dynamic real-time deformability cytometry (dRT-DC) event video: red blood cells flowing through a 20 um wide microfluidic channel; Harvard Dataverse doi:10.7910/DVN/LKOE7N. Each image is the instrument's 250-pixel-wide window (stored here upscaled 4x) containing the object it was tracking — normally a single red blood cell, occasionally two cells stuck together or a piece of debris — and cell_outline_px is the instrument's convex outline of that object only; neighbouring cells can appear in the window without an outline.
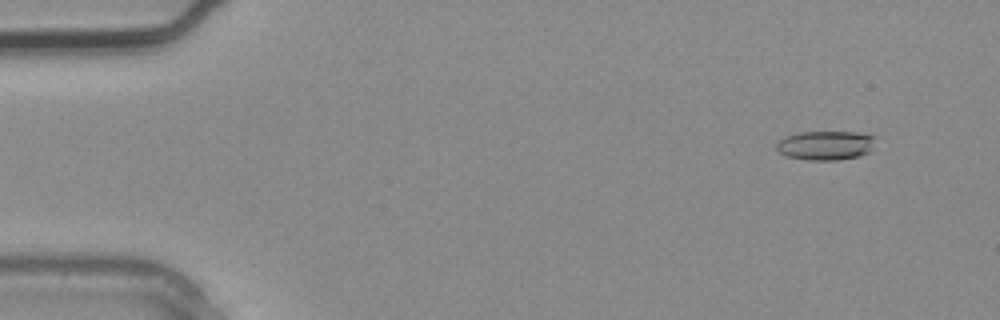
{"species": "common noctule bat (a hibernating species)", "species_latin": "Nyctalus noctula", "temperature_condition": "warm", "stored_images_in_passage": 2, "camera_frame_rate_fps": 3000, "um_per_image_px": 0.085, "animal": {"sex": "male", "body_mass_g": 20.4}, "frame": {"image": 1, "passage_image": 1, "time_ms": 0.0, "image_size_px": [1000, 320], "cell_outline_px": [[876, 136], [872, 152], [860, 156], [836, 160], [808, 160], [788, 156], [780, 152], [776, 148], [776, 144], [784, 136], [800, 132], [860, 132]], "centroid_in_image_um": [70.23, 12.35], "position_along_channel_um": 14.8, "area_um2": 17.05}}